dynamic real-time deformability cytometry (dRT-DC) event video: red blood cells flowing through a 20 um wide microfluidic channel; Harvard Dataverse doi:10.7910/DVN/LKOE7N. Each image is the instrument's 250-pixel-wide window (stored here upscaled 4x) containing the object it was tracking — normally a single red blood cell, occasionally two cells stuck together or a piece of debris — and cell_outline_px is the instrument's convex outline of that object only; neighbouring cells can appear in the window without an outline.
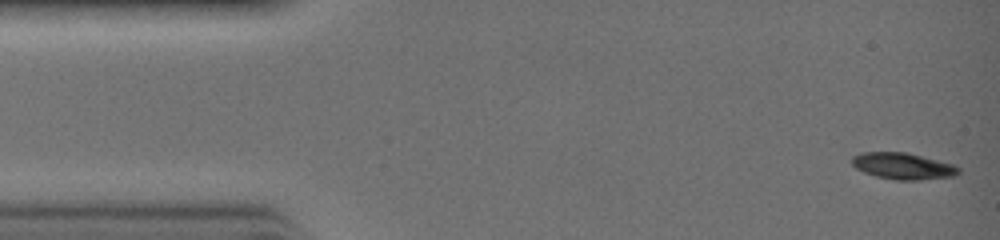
{"species": "common noctule bat (a hibernating species)", "species_latin": "Nyctalus noctula", "temperature_condition": "warm", "stored_images_in_passage": 32, "camera_frame_rate_fps": 3000, "um_per_image_px": 0.085, "animal": {"sex": "female", "body_mass_g": 19.0, "forearm_length_mm": 51.5}, "frame": {"image": 1, "passage_image": 1, "time_ms": 0.0, "image_size_px": [1000, 240], "cell_outline_px": [[960, 172], [952, 176], [916, 180], [900, 180], [876, 176], [864, 172], [856, 168], [852, 164], [852, 156], [860, 152], [908, 152], [952, 164], [960, 168]], "centroid_in_image_um": [76.72, 14.1], "position_along_channel_um": 8.3, "area_um2": 16.3}}
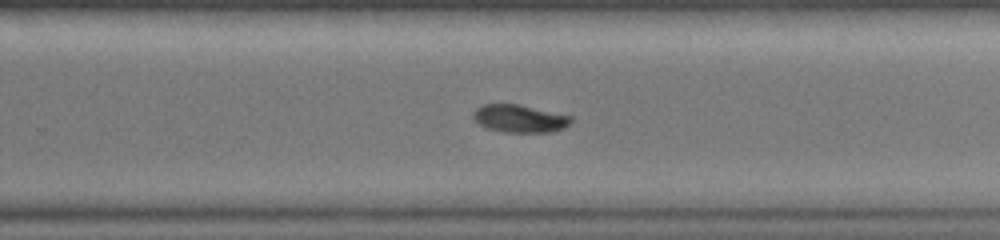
{"frame": {"image": 2, "passage_image": 20, "time_ms": 6.333, "image_size_px": [1000, 240], "cell_outline_px": [[572, 120], [564, 128], [552, 132], [504, 132], [488, 128], [480, 124], [472, 116], [472, 112], [476, 108], [484, 104], [520, 104], [572, 116]], "centroid_in_image_um": [44.17, 10.07], "position_along_channel_um": 285.6, "area_um2": 15.78}}
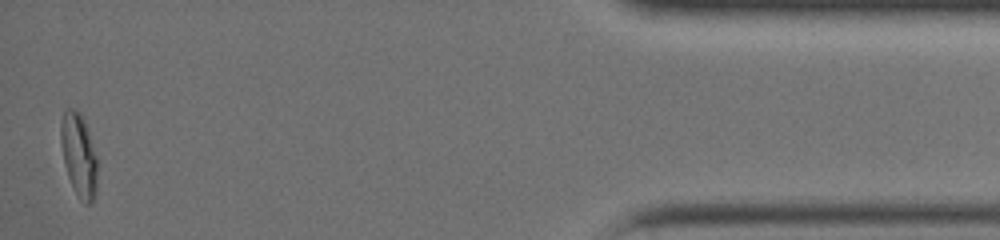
{"frame": {"image": 3, "passage_image": 31, "time_ms": 10.0, "image_size_px": [1000, 240], "cell_outline_px": [[100, 160], [96, 192], [92, 200], [88, 204], [84, 204], [76, 192], [68, 176], [60, 144], [60, 124], [64, 108], [76, 108], [80, 112], [84, 120]], "centroid_in_image_um": [6.74, 13.13], "position_along_channel_um": 428.5, "area_um2": 18.38}}